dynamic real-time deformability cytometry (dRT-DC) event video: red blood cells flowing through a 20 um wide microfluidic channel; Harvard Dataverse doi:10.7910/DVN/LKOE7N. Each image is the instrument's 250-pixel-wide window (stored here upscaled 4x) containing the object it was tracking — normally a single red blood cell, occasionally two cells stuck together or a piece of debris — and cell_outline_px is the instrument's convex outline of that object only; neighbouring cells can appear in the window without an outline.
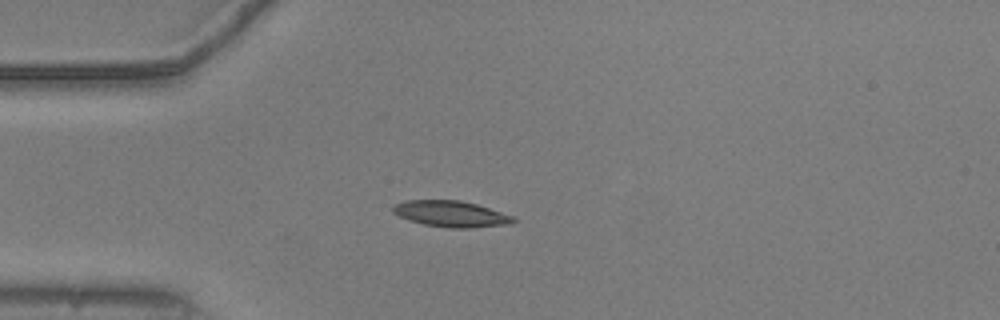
{"species": "common noctule bat (a hibernating species)", "species_latin": "Nyctalus noctula", "temperature_condition": "warm", "stored_images_in_passage": 40, "camera_frame_rate_fps": 3000, "um_per_image_px": 0.085, "animal": {"sex": "male", "body_mass_g": 20.5, "forearm_length_mm": 52.5}, "frame": {"image": 1, "passage_image": 1, "time_ms": 0.0, "image_size_px": [1000, 320], "cell_outline_px": [[516, 220], [512, 224], [472, 228], [448, 228], [424, 224], [408, 220], [392, 212], [392, 208], [396, 204], [404, 200], [460, 200], [476, 204], [516, 216]], "centroid_in_image_um": [38.38, 18.18], "position_along_channel_um": 46.6, "area_um2": 18.5}}
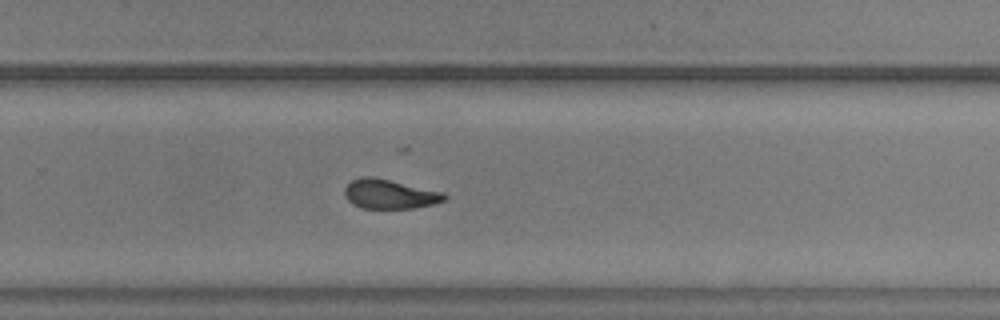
{"frame": {"image": 2, "passage_image": 22, "time_ms": 7.0, "image_size_px": [1000, 320], "cell_outline_px": [[448, 196], [444, 200], [432, 204], [416, 208], [360, 208], [352, 204], [344, 196], [344, 188], [352, 180], [360, 176], [372, 176], [444, 192]], "centroid_in_image_um": [33.09, 16.49], "position_along_channel_um": 296.7, "area_um2": 17.17}}
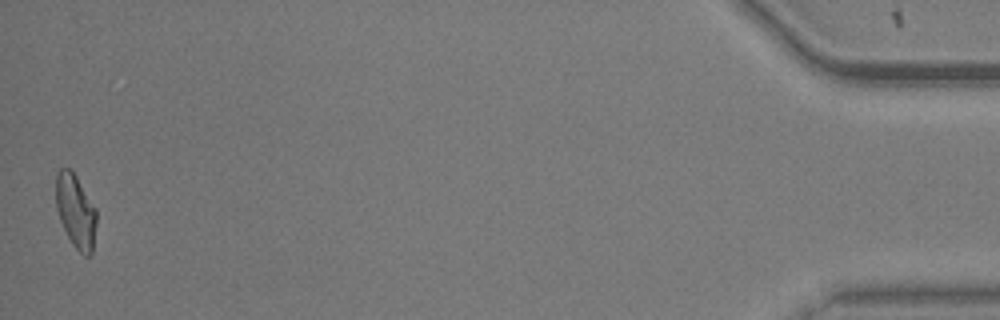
{"frame": {"image": 3, "passage_image": 40, "time_ms": 13.0, "image_size_px": [1000, 320], "cell_outline_px": [[96, 224], [92, 252], [88, 256], [84, 256], [72, 244], [60, 220], [56, 208], [56, 172], [60, 168], [68, 168], [76, 176], [96, 208]], "centroid_in_image_um": [6.43, 17.94], "position_along_channel_um": 428.8, "area_um2": 17.28}, "authors_computed_cell_mechanics": {"area_um2": 17.3978, "velocity_mm_per_s": 3.7738, "shape_relaxation_time_tau1_ms": 6.493, "shape_relaxation_time_tau2_ms": 1.5552, "deformation_change_tau1": 0.1962, "deformation_change_tau2": 0.0712}}